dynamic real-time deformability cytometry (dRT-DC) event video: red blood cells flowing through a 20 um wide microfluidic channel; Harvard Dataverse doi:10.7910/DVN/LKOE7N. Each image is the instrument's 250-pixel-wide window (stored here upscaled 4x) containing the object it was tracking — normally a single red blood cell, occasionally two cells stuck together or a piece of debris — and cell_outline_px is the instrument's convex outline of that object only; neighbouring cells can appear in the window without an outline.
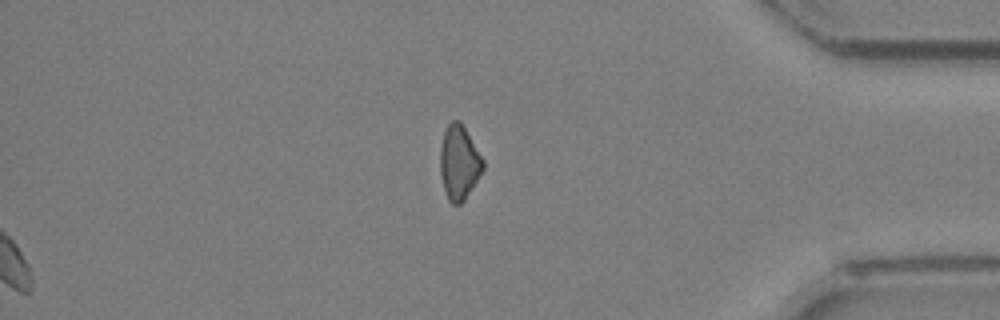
{"species": "Egyptian fruit bat (a non-hibernating species)", "species_latin": "Rousettus aegyptiacus", "temperature_condition": "room temperature", "stored_images_in_passage": 21, "segment_of_instrument_passage": [2, 2], "camera_frame_rate_fps": 3000, "um_per_image_px": 0.085, "animal": {"sex": "female"}, "frame": {"image": 1, "passage_image": 21, "time_ms": 6.667, "image_size_px": [1000, 320], "cell_outline_px": [[484, 168], [464, 200], [460, 204], [452, 204], [448, 200], [444, 188], [440, 172], [440, 148], [444, 132], [448, 124], [452, 120], [460, 120], [484, 160]], "centroid_in_image_um": [39.01, 13.8], "position_along_channel_um": 396.2, "area_um2": 18.38}}